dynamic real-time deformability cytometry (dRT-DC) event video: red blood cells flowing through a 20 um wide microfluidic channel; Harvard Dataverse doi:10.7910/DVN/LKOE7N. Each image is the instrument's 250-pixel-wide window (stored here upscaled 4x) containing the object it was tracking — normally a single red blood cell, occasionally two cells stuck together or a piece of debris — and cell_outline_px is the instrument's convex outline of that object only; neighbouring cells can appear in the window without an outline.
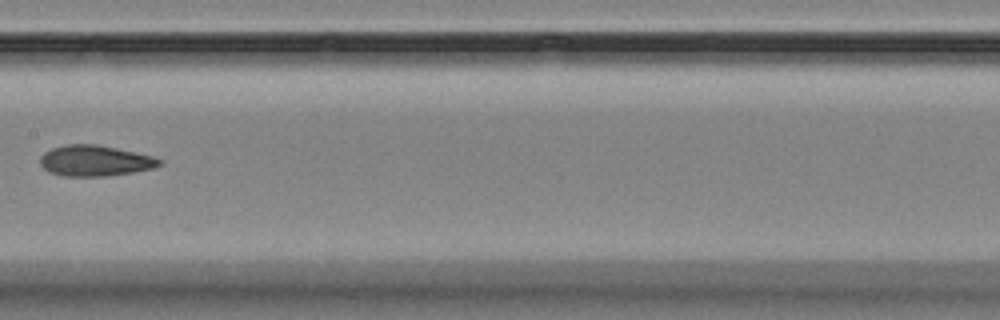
{"species": "Egyptian fruit bat (a non-hibernating species)", "species_latin": "Rousettus aegyptiacus", "temperature_condition": "room temperature", "stored_images_in_passage": 12, "camera_frame_rate_fps": 3000, "um_per_image_px": 0.085, "animal": {"sex": "female"}, "frame": {"image": 1, "passage_image": 4, "time_ms": 3.667, "image_size_px": [1000, 320], "cell_outline_px": [[164, 160], [160, 164], [152, 168], [132, 172], [104, 176], [60, 176], [48, 172], [40, 164], [40, 156], [44, 152], [52, 148], [68, 144], [96, 144], [116, 148], [152, 156]], "centroid_in_image_um": [8.03, 13.66], "position_along_channel_um": 199.4, "area_um2": 21.33}}
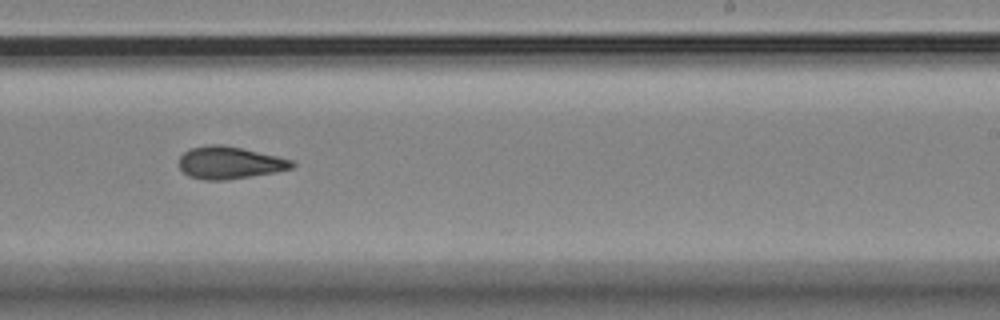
{"frame": {"image": 2, "passage_image": 6, "time_ms": 5.667, "image_size_px": [1000, 320], "cell_outline_px": [[296, 164], [292, 168], [276, 172], [228, 180], [204, 180], [188, 176], [180, 168], [180, 156], [188, 148], [208, 144], [220, 144], [240, 148], [276, 156], [292, 160]], "centroid_in_image_um": [19.49, 13.83], "position_along_channel_um": 269.5, "area_um2": 21.27}}
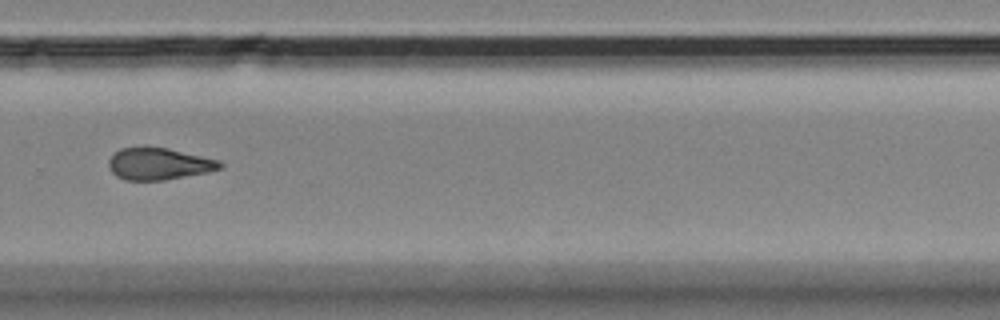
{"frame": {"image": 3, "passage_image": 7, "time_ms": 7.0, "image_size_px": [1000, 320], "cell_outline_px": [[224, 168], [208, 172], [164, 180], [124, 180], [116, 176], [108, 168], [108, 160], [120, 148], [144, 144], [168, 148], [220, 160], [224, 164]], "centroid_in_image_um": [13.49, 13.89], "position_along_channel_um": 316.3, "area_um2": 21.33}, "authors_computed_cell_mechanics": {"area_um2": 21.2704, "velocity_mm_per_s": 3.5315, "shape_relaxation_time_tau1_ms": 6.5281, "shape_relaxation_time_tau2_ms": 2.6911, "deformation_change_tau1": 0.1402, "deformation_change_tau2": 0.0802}}